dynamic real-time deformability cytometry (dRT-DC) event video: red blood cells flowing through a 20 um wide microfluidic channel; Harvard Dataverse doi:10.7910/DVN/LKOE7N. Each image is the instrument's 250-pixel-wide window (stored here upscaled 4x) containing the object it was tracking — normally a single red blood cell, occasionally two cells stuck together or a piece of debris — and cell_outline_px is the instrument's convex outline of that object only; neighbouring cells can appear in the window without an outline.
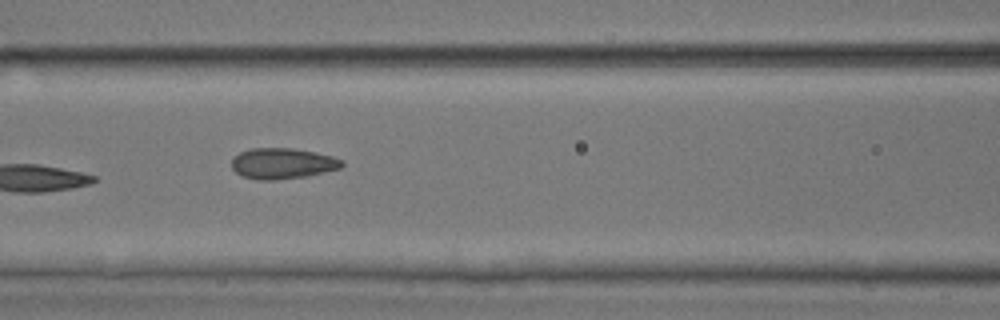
{"species": "common noctule bat (a hibernating species)", "species_latin": "Nyctalus noctula", "temperature_condition": "room temperature", "stored_images_in_passage": 8, "camera_frame_rate_fps": 3000, "um_per_image_px": 0.085, "animal": {"sex": "male", "body_mass_g": 17.9, "forearm_length_mm": 54.2}, "frame": {"image": 1, "passage_image": 7, "time_ms": 2.0, "image_size_px": [1000, 320], "cell_outline_px": [[344, 164], [340, 168], [308, 176], [276, 180], [260, 180], [244, 176], [236, 172], [232, 168], [232, 160], [240, 152], [252, 148], [292, 148], [316, 152], [332, 156], [344, 160]], "centroid_in_image_um": [24.05, 13.89], "position_along_channel_um": 142.6, "area_um2": 19.77}}